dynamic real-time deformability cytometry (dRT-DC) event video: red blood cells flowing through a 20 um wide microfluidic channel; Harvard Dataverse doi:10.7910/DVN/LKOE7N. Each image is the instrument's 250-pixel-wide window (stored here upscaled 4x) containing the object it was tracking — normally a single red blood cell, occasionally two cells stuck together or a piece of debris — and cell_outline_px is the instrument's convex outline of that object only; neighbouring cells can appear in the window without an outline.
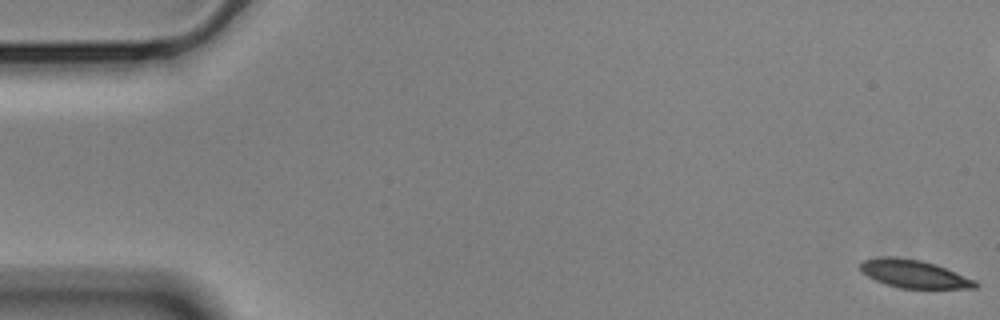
{"species": "Egyptian fruit bat (a non-hibernating species)", "species_latin": "Rousettus aegyptiacus", "temperature_condition": "cold", "stored_images_in_passage": 58, "camera_frame_rate_fps": 3000, "um_per_image_px": 0.085, "animal": {"sex": "male"}, "frame": {"image": 1, "passage_image": 1, "time_ms": 0.0, "image_size_px": [1000, 320], "cell_outline_px": [[980, 284], [976, 288], [900, 288], [884, 284], [860, 272], [860, 264], [864, 260], [888, 256], [896, 256], [920, 260], [936, 264], [976, 280]], "centroid_in_image_um": [77.7, 23.28], "position_along_channel_um": 7.3, "area_um2": 18.79}}
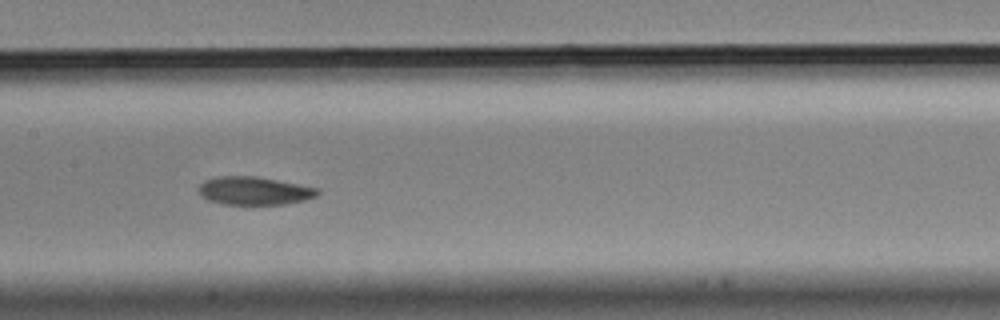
{"frame": {"image": 2, "passage_image": 28, "time_ms": 9.0, "image_size_px": [1000, 320], "cell_outline_px": [[320, 192], [316, 196], [304, 200], [284, 204], [220, 204], [208, 200], [200, 196], [196, 192], [196, 188], [204, 180], [216, 176], [256, 176], [320, 188]], "centroid_in_image_um": [21.55, 16.21], "position_along_channel_um": 185.9, "area_um2": 19.77}}
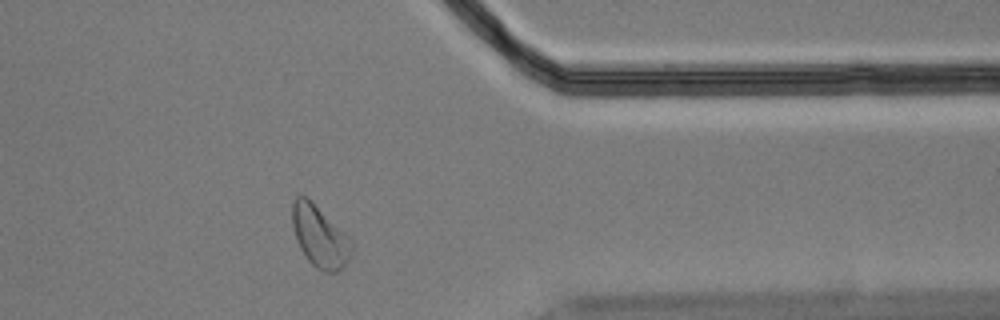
{"frame": {"image": 3, "passage_image": 46, "time_ms": 15.0, "image_size_px": [1000, 320], "cell_outline_px": [[352, 252], [344, 268], [336, 272], [324, 272], [316, 268], [308, 260], [300, 248], [292, 224], [292, 204], [296, 196], [304, 196], [312, 200], [352, 240]], "centroid_in_image_um": [27.19, 20.1], "position_along_channel_um": 384.2, "area_um2": 21.27}, "authors_computed_cell_mechanics": {"area_um2": 19.8832, "velocity_mm_per_s": 3.5318, "shape_relaxation_time_tau1_ms": 5.5133, "shape_relaxation_time_tau2_ms": null, "deformation_change_tau1": 0.1472, "deformation_change_tau2": null}}